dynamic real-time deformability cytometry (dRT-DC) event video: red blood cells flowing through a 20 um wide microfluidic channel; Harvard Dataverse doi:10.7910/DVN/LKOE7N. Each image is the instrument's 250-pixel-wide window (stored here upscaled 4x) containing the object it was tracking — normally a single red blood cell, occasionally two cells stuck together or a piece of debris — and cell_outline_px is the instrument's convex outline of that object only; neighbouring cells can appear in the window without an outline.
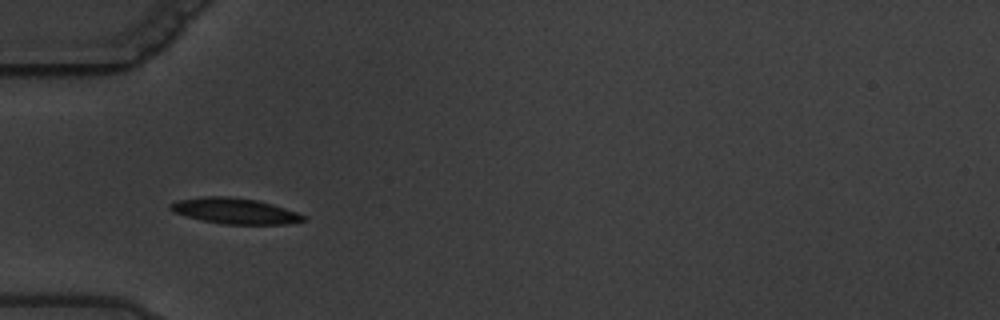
{"species": "common noctule bat (a hibernating species)", "species_latin": "Nyctalus noctula", "temperature_condition": "warm", "stored_images_in_passage": 6, "camera_frame_rate_fps": 3000, "um_per_image_px": 0.085, "animal": {"sex": "male", "body_mass_g": 19.5, "forearm_length_mm": 54.6}, "frame": {"image": 1, "passage_image": 4, "time_ms": 3.333, "image_size_px": [1000, 320], "cell_outline_px": [[308, 220], [284, 224], [224, 224], [204, 220], [172, 212], [168, 208], [168, 204], [180, 200], [204, 196], [228, 196], [256, 200], [272, 204], [296, 212], [304, 216]], "centroid_in_image_um": [19.94, 17.92], "position_along_channel_um": 65.1, "area_um2": 19.71}}